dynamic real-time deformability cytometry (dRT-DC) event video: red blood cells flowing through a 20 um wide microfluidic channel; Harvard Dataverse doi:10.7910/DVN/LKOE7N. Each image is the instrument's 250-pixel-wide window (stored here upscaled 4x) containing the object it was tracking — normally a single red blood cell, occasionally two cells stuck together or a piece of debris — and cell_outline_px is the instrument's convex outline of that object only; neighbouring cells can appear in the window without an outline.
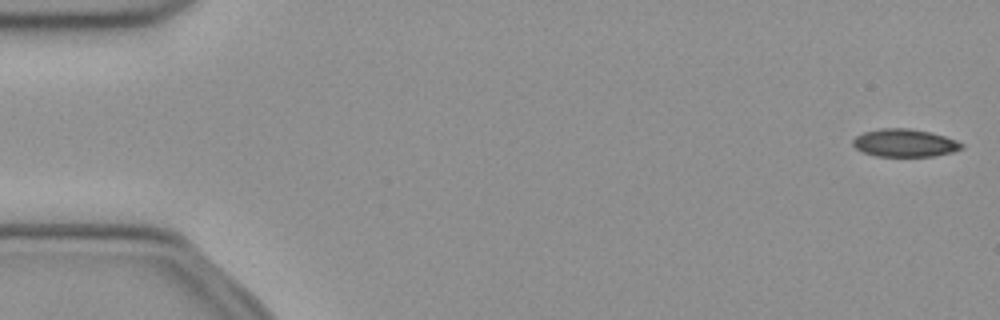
{"species": "common noctule bat (a hibernating species)", "species_latin": "Nyctalus noctula", "temperature_condition": "cold", "stored_images_in_passage": 51, "camera_frame_rate_fps": 3000, "um_per_image_px": 0.085, "animal": {"sex": "female", "body_mass_g": 21.9}, "frame": {"image": 1, "passage_image": 1, "time_ms": 0.0, "image_size_px": [1000, 320], "cell_outline_px": [[964, 148], [952, 152], [932, 156], [876, 156], [864, 152], [856, 148], [852, 144], [852, 140], [856, 136], [864, 132], [880, 128], [912, 128], [944, 136], [956, 140], [964, 144]], "centroid_in_image_um": [76.9, 12.14], "position_along_channel_um": 8.1, "area_um2": 17.57}}
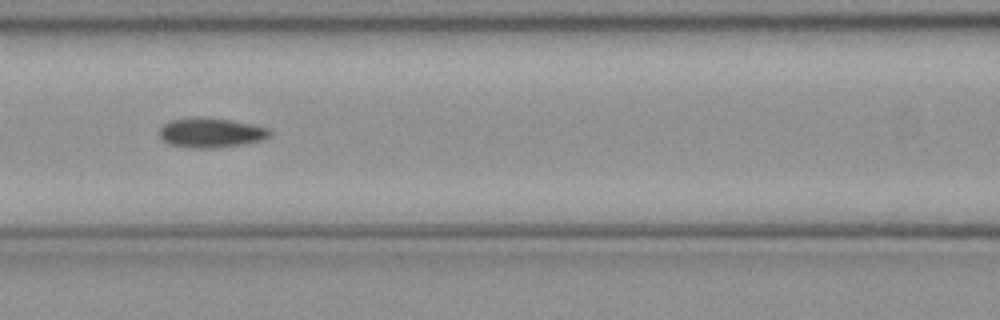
{"frame": {"image": 2, "passage_image": 22, "time_ms": 7.0, "image_size_px": [1000, 320], "cell_outline_px": [[272, 132], [264, 140], [240, 144], [212, 148], [188, 148], [168, 144], [160, 136], [160, 128], [164, 124], [172, 120], [232, 120], [252, 124], [268, 128]], "centroid_in_image_um": [17.96, 11.33], "position_along_channel_um": 148.6, "area_um2": 18.21}}
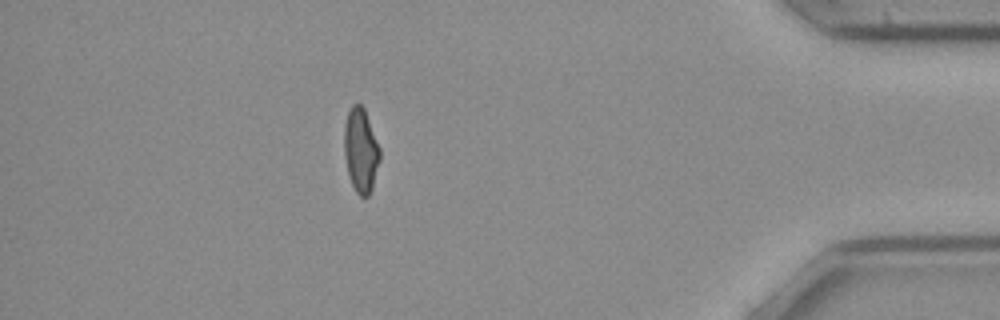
{"frame": {"image": 3, "passage_image": 45, "time_ms": 14.667, "image_size_px": [1000, 320], "cell_outline_px": [[380, 160], [372, 188], [368, 196], [360, 196], [356, 192], [352, 184], [348, 172], [344, 156], [344, 124], [348, 112], [352, 104], [360, 104], [364, 108], [380, 148]], "centroid_in_image_um": [30.66, 12.77], "position_along_channel_um": 404.5, "area_um2": 17.46}, "authors_computed_cell_mechanics": {"area_um2": 18.3226, "velocity_mm_per_s": 3.9866, "shape_relaxation_time_tau1_ms": null, "shape_relaxation_time_tau2_ms": 5.2896, "deformation_change_tau1": null, "deformation_change_tau2": 0.0931}}